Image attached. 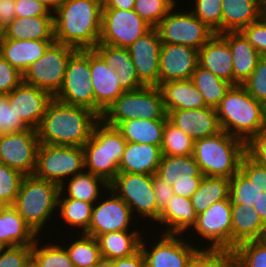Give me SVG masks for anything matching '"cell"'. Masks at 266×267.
I'll list each match as a JSON object with an SVG mask.
<instances>
[{
	"label": "cell",
	"instance_id": "6da1fadb",
	"mask_svg": "<svg viewBox=\"0 0 266 267\" xmlns=\"http://www.w3.org/2000/svg\"><path fill=\"white\" fill-rule=\"evenodd\" d=\"M100 119L87 107L69 105L53 98L37 129L38 138L44 144L83 147Z\"/></svg>",
	"mask_w": 266,
	"mask_h": 267
},
{
	"label": "cell",
	"instance_id": "7a4b0ae2",
	"mask_svg": "<svg viewBox=\"0 0 266 267\" xmlns=\"http://www.w3.org/2000/svg\"><path fill=\"white\" fill-rule=\"evenodd\" d=\"M102 0H64L54 15L55 42L76 50H89L99 43Z\"/></svg>",
	"mask_w": 266,
	"mask_h": 267
},
{
	"label": "cell",
	"instance_id": "3957f363",
	"mask_svg": "<svg viewBox=\"0 0 266 267\" xmlns=\"http://www.w3.org/2000/svg\"><path fill=\"white\" fill-rule=\"evenodd\" d=\"M220 127L246 144L264 128V104L234 85L216 107Z\"/></svg>",
	"mask_w": 266,
	"mask_h": 267
},
{
	"label": "cell",
	"instance_id": "277c9868",
	"mask_svg": "<svg viewBox=\"0 0 266 267\" xmlns=\"http://www.w3.org/2000/svg\"><path fill=\"white\" fill-rule=\"evenodd\" d=\"M246 154V143L220 131L216 135L194 141L193 157L204 176L231 178Z\"/></svg>",
	"mask_w": 266,
	"mask_h": 267
},
{
	"label": "cell",
	"instance_id": "5b68a950",
	"mask_svg": "<svg viewBox=\"0 0 266 267\" xmlns=\"http://www.w3.org/2000/svg\"><path fill=\"white\" fill-rule=\"evenodd\" d=\"M59 193L58 184L38 178L34 174L25 175L12 206L39 237L44 225L52 220L53 213L56 214L58 210Z\"/></svg>",
	"mask_w": 266,
	"mask_h": 267
},
{
	"label": "cell",
	"instance_id": "8992f818",
	"mask_svg": "<svg viewBox=\"0 0 266 267\" xmlns=\"http://www.w3.org/2000/svg\"><path fill=\"white\" fill-rule=\"evenodd\" d=\"M126 145L121 132L100 119L90 139L83 145L85 171L110 184L119 173V162Z\"/></svg>",
	"mask_w": 266,
	"mask_h": 267
},
{
	"label": "cell",
	"instance_id": "52a82bcc",
	"mask_svg": "<svg viewBox=\"0 0 266 267\" xmlns=\"http://www.w3.org/2000/svg\"><path fill=\"white\" fill-rule=\"evenodd\" d=\"M168 120L159 87L144 86L134 91H125L103 113L101 120L116 127L133 119Z\"/></svg>",
	"mask_w": 266,
	"mask_h": 267
},
{
	"label": "cell",
	"instance_id": "ba28073f",
	"mask_svg": "<svg viewBox=\"0 0 266 267\" xmlns=\"http://www.w3.org/2000/svg\"><path fill=\"white\" fill-rule=\"evenodd\" d=\"M84 171L83 147L40 143L34 172L36 177L61 186L65 180Z\"/></svg>",
	"mask_w": 266,
	"mask_h": 267
},
{
	"label": "cell",
	"instance_id": "9c48e42d",
	"mask_svg": "<svg viewBox=\"0 0 266 267\" xmlns=\"http://www.w3.org/2000/svg\"><path fill=\"white\" fill-rule=\"evenodd\" d=\"M109 188L128 204L133 216L137 212L143 221L159 219L161 212L157 208L153 175L119 172Z\"/></svg>",
	"mask_w": 266,
	"mask_h": 267
},
{
	"label": "cell",
	"instance_id": "30bf717a",
	"mask_svg": "<svg viewBox=\"0 0 266 267\" xmlns=\"http://www.w3.org/2000/svg\"><path fill=\"white\" fill-rule=\"evenodd\" d=\"M75 51V48L65 44L52 43L43 56L23 73V82L54 97L63 84L67 62Z\"/></svg>",
	"mask_w": 266,
	"mask_h": 267
},
{
	"label": "cell",
	"instance_id": "8fae6325",
	"mask_svg": "<svg viewBox=\"0 0 266 267\" xmlns=\"http://www.w3.org/2000/svg\"><path fill=\"white\" fill-rule=\"evenodd\" d=\"M174 9L155 27L162 44L184 45L199 50L215 32L191 11L177 12Z\"/></svg>",
	"mask_w": 266,
	"mask_h": 267
},
{
	"label": "cell",
	"instance_id": "7c38bea8",
	"mask_svg": "<svg viewBox=\"0 0 266 267\" xmlns=\"http://www.w3.org/2000/svg\"><path fill=\"white\" fill-rule=\"evenodd\" d=\"M90 79L89 50H76L67 62L63 84L54 98L94 111V90Z\"/></svg>",
	"mask_w": 266,
	"mask_h": 267
},
{
	"label": "cell",
	"instance_id": "4fadbf2b",
	"mask_svg": "<svg viewBox=\"0 0 266 267\" xmlns=\"http://www.w3.org/2000/svg\"><path fill=\"white\" fill-rule=\"evenodd\" d=\"M151 28L134 10L103 9L99 43L128 48Z\"/></svg>",
	"mask_w": 266,
	"mask_h": 267
},
{
	"label": "cell",
	"instance_id": "5bb4252c",
	"mask_svg": "<svg viewBox=\"0 0 266 267\" xmlns=\"http://www.w3.org/2000/svg\"><path fill=\"white\" fill-rule=\"evenodd\" d=\"M197 237L207 239L209 245L202 249H225L231 251L232 211L229 199L213 203L206 211L198 214L191 228Z\"/></svg>",
	"mask_w": 266,
	"mask_h": 267
},
{
	"label": "cell",
	"instance_id": "9a60e30c",
	"mask_svg": "<svg viewBox=\"0 0 266 267\" xmlns=\"http://www.w3.org/2000/svg\"><path fill=\"white\" fill-rule=\"evenodd\" d=\"M39 145L35 129L0 135V163L23 175H32L36 169Z\"/></svg>",
	"mask_w": 266,
	"mask_h": 267
},
{
	"label": "cell",
	"instance_id": "2e32d148",
	"mask_svg": "<svg viewBox=\"0 0 266 267\" xmlns=\"http://www.w3.org/2000/svg\"><path fill=\"white\" fill-rule=\"evenodd\" d=\"M160 237L154 240L150 248L146 247L147 241L142 237L140 250L144 255L146 267H186L200 249L196 242H188L181 234L162 233Z\"/></svg>",
	"mask_w": 266,
	"mask_h": 267
},
{
	"label": "cell",
	"instance_id": "e0dca14e",
	"mask_svg": "<svg viewBox=\"0 0 266 267\" xmlns=\"http://www.w3.org/2000/svg\"><path fill=\"white\" fill-rule=\"evenodd\" d=\"M108 192L110 195L107 199L106 197L104 199L103 196L93 204L86 235L97 238L108 232L130 230L134 219L131 209L111 188L108 189Z\"/></svg>",
	"mask_w": 266,
	"mask_h": 267
},
{
	"label": "cell",
	"instance_id": "ac0fdd59",
	"mask_svg": "<svg viewBox=\"0 0 266 267\" xmlns=\"http://www.w3.org/2000/svg\"><path fill=\"white\" fill-rule=\"evenodd\" d=\"M161 45L158 31L151 28L127 48L138 78L145 86H159Z\"/></svg>",
	"mask_w": 266,
	"mask_h": 267
},
{
	"label": "cell",
	"instance_id": "d6986e66",
	"mask_svg": "<svg viewBox=\"0 0 266 267\" xmlns=\"http://www.w3.org/2000/svg\"><path fill=\"white\" fill-rule=\"evenodd\" d=\"M89 65L94 90V112L101 117L125 90L118 82L116 70L109 67L94 49H89Z\"/></svg>",
	"mask_w": 266,
	"mask_h": 267
},
{
	"label": "cell",
	"instance_id": "ffe728a7",
	"mask_svg": "<svg viewBox=\"0 0 266 267\" xmlns=\"http://www.w3.org/2000/svg\"><path fill=\"white\" fill-rule=\"evenodd\" d=\"M6 96L19 119L28 128L35 130L38 129L48 104L54 98L47 91L24 82Z\"/></svg>",
	"mask_w": 266,
	"mask_h": 267
},
{
	"label": "cell",
	"instance_id": "44dd1931",
	"mask_svg": "<svg viewBox=\"0 0 266 267\" xmlns=\"http://www.w3.org/2000/svg\"><path fill=\"white\" fill-rule=\"evenodd\" d=\"M199 65V50L177 44H162L159 56V85L188 80Z\"/></svg>",
	"mask_w": 266,
	"mask_h": 267
},
{
	"label": "cell",
	"instance_id": "7402d4cb",
	"mask_svg": "<svg viewBox=\"0 0 266 267\" xmlns=\"http://www.w3.org/2000/svg\"><path fill=\"white\" fill-rule=\"evenodd\" d=\"M168 121L194 141L222 131L216 108L178 109L167 113Z\"/></svg>",
	"mask_w": 266,
	"mask_h": 267
},
{
	"label": "cell",
	"instance_id": "603a6c76",
	"mask_svg": "<svg viewBox=\"0 0 266 267\" xmlns=\"http://www.w3.org/2000/svg\"><path fill=\"white\" fill-rule=\"evenodd\" d=\"M233 56L228 42L214 34L199 49V66L233 85Z\"/></svg>",
	"mask_w": 266,
	"mask_h": 267
},
{
	"label": "cell",
	"instance_id": "cb8c5ba5",
	"mask_svg": "<svg viewBox=\"0 0 266 267\" xmlns=\"http://www.w3.org/2000/svg\"><path fill=\"white\" fill-rule=\"evenodd\" d=\"M220 35L228 42L233 56V86L243 85L262 56L240 31Z\"/></svg>",
	"mask_w": 266,
	"mask_h": 267
},
{
	"label": "cell",
	"instance_id": "d4e9b609",
	"mask_svg": "<svg viewBox=\"0 0 266 267\" xmlns=\"http://www.w3.org/2000/svg\"><path fill=\"white\" fill-rule=\"evenodd\" d=\"M54 42L55 40L3 39L0 43V55L23 74Z\"/></svg>",
	"mask_w": 266,
	"mask_h": 267
},
{
	"label": "cell",
	"instance_id": "484cf974",
	"mask_svg": "<svg viewBox=\"0 0 266 267\" xmlns=\"http://www.w3.org/2000/svg\"><path fill=\"white\" fill-rule=\"evenodd\" d=\"M157 145L127 142L119 162V172L154 175L162 159Z\"/></svg>",
	"mask_w": 266,
	"mask_h": 267
},
{
	"label": "cell",
	"instance_id": "4316f807",
	"mask_svg": "<svg viewBox=\"0 0 266 267\" xmlns=\"http://www.w3.org/2000/svg\"><path fill=\"white\" fill-rule=\"evenodd\" d=\"M94 50L109 67L116 70L118 82L125 91H134L145 86L138 78L127 48L98 43Z\"/></svg>",
	"mask_w": 266,
	"mask_h": 267
},
{
	"label": "cell",
	"instance_id": "83f0119b",
	"mask_svg": "<svg viewBox=\"0 0 266 267\" xmlns=\"http://www.w3.org/2000/svg\"><path fill=\"white\" fill-rule=\"evenodd\" d=\"M197 216L191 199L174 194L156 222L166 226L165 231H161L164 234H183L191 230Z\"/></svg>",
	"mask_w": 266,
	"mask_h": 267
},
{
	"label": "cell",
	"instance_id": "f1b7e54d",
	"mask_svg": "<svg viewBox=\"0 0 266 267\" xmlns=\"http://www.w3.org/2000/svg\"><path fill=\"white\" fill-rule=\"evenodd\" d=\"M231 211V251L242 242L263 239L266 225L253 207L244 204L231 205Z\"/></svg>",
	"mask_w": 266,
	"mask_h": 267
},
{
	"label": "cell",
	"instance_id": "f546056e",
	"mask_svg": "<svg viewBox=\"0 0 266 267\" xmlns=\"http://www.w3.org/2000/svg\"><path fill=\"white\" fill-rule=\"evenodd\" d=\"M262 0H222V33L239 32L262 17Z\"/></svg>",
	"mask_w": 266,
	"mask_h": 267
},
{
	"label": "cell",
	"instance_id": "4dcf8cb0",
	"mask_svg": "<svg viewBox=\"0 0 266 267\" xmlns=\"http://www.w3.org/2000/svg\"><path fill=\"white\" fill-rule=\"evenodd\" d=\"M132 228L135 227L131 226L132 231L108 232L96 238L104 262L132 256L140 250L141 240L145 233Z\"/></svg>",
	"mask_w": 266,
	"mask_h": 267
},
{
	"label": "cell",
	"instance_id": "1f68e13d",
	"mask_svg": "<svg viewBox=\"0 0 266 267\" xmlns=\"http://www.w3.org/2000/svg\"><path fill=\"white\" fill-rule=\"evenodd\" d=\"M158 87L167 113L178 109L190 110L207 107L203 96L191 79L169 81Z\"/></svg>",
	"mask_w": 266,
	"mask_h": 267
},
{
	"label": "cell",
	"instance_id": "d6a6232c",
	"mask_svg": "<svg viewBox=\"0 0 266 267\" xmlns=\"http://www.w3.org/2000/svg\"><path fill=\"white\" fill-rule=\"evenodd\" d=\"M3 39L55 40L54 16L16 17L4 28Z\"/></svg>",
	"mask_w": 266,
	"mask_h": 267
},
{
	"label": "cell",
	"instance_id": "836d02e7",
	"mask_svg": "<svg viewBox=\"0 0 266 267\" xmlns=\"http://www.w3.org/2000/svg\"><path fill=\"white\" fill-rule=\"evenodd\" d=\"M38 236L12 205L0 207V240L8 247L32 246Z\"/></svg>",
	"mask_w": 266,
	"mask_h": 267
},
{
	"label": "cell",
	"instance_id": "e575fe53",
	"mask_svg": "<svg viewBox=\"0 0 266 267\" xmlns=\"http://www.w3.org/2000/svg\"><path fill=\"white\" fill-rule=\"evenodd\" d=\"M101 188L108 190L109 184L103 178L84 171L72 176L60 186L58 198L78 199L94 204L101 198Z\"/></svg>",
	"mask_w": 266,
	"mask_h": 267
},
{
	"label": "cell",
	"instance_id": "d590c367",
	"mask_svg": "<svg viewBox=\"0 0 266 267\" xmlns=\"http://www.w3.org/2000/svg\"><path fill=\"white\" fill-rule=\"evenodd\" d=\"M156 175L170 186L176 182L193 181V177H204L193 155H162Z\"/></svg>",
	"mask_w": 266,
	"mask_h": 267
},
{
	"label": "cell",
	"instance_id": "8d00e7d4",
	"mask_svg": "<svg viewBox=\"0 0 266 267\" xmlns=\"http://www.w3.org/2000/svg\"><path fill=\"white\" fill-rule=\"evenodd\" d=\"M167 120L133 119L119 123L116 128L127 142L148 143L161 148L163 131Z\"/></svg>",
	"mask_w": 266,
	"mask_h": 267
},
{
	"label": "cell",
	"instance_id": "74e56055",
	"mask_svg": "<svg viewBox=\"0 0 266 267\" xmlns=\"http://www.w3.org/2000/svg\"><path fill=\"white\" fill-rule=\"evenodd\" d=\"M230 179L204 176L191 202L197 214L206 211L213 203L229 199Z\"/></svg>",
	"mask_w": 266,
	"mask_h": 267
},
{
	"label": "cell",
	"instance_id": "f35d334b",
	"mask_svg": "<svg viewBox=\"0 0 266 267\" xmlns=\"http://www.w3.org/2000/svg\"><path fill=\"white\" fill-rule=\"evenodd\" d=\"M190 79L203 96L205 104L213 108L219 105L225 94L233 86L199 65Z\"/></svg>",
	"mask_w": 266,
	"mask_h": 267
},
{
	"label": "cell",
	"instance_id": "ab89813d",
	"mask_svg": "<svg viewBox=\"0 0 266 267\" xmlns=\"http://www.w3.org/2000/svg\"><path fill=\"white\" fill-rule=\"evenodd\" d=\"M78 235L79 239L77 237L73 238V241L64 247L74 267H88L100 264L103 260L97 239L86 234H80V237Z\"/></svg>",
	"mask_w": 266,
	"mask_h": 267
},
{
	"label": "cell",
	"instance_id": "60d3db41",
	"mask_svg": "<svg viewBox=\"0 0 266 267\" xmlns=\"http://www.w3.org/2000/svg\"><path fill=\"white\" fill-rule=\"evenodd\" d=\"M57 210L63 224L72 227L81 228L80 234L88 231V225L91 219L93 204L72 198H58ZM64 220V221H63ZM65 222V223H64Z\"/></svg>",
	"mask_w": 266,
	"mask_h": 267
},
{
	"label": "cell",
	"instance_id": "b9f144b4",
	"mask_svg": "<svg viewBox=\"0 0 266 267\" xmlns=\"http://www.w3.org/2000/svg\"><path fill=\"white\" fill-rule=\"evenodd\" d=\"M39 241L37 238L32 245V259L38 267H74L64 245H61L60 242L58 244L49 242V244L42 246Z\"/></svg>",
	"mask_w": 266,
	"mask_h": 267
},
{
	"label": "cell",
	"instance_id": "7bdbcfd3",
	"mask_svg": "<svg viewBox=\"0 0 266 267\" xmlns=\"http://www.w3.org/2000/svg\"><path fill=\"white\" fill-rule=\"evenodd\" d=\"M194 140L175 127L168 120L165 122L161 150L167 156L193 155Z\"/></svg>",
	"mask_w": 266,
	"mask_h": 267
},
{
	"label": "cell",
	"instance_id": "ee69618b",
	"mask_svg": "<svg viewBox=\"0 0 266 267\" xmlns=\"http://www.w3.org/2000/svg\"><path fill=\"white\" fill-rule=\"evenodd\" d=\"M261 193V188L252 184L240 169L230 178L229 200L231 205L244 204L253 207Z\"/></svg>",
	"mask_w": 266,
	"mask_h": 267
},
{
	"label": "cell",
	"instance_id": "f6af8a7d",
	"mask_svg": "<svg viewBox=\"0 0 266 267\" xmlns=\"http://www.w3.org/2000/svg\"><path fill=\"white\" fill-rule=\"evenodd\" d=\"M234 267H266V242L249 240L233 250Z\"/></svg>",
	"mask_w": 266,
	"mask_h": 267
},
{
	"label": "cell",
	"instance_id": "bcb514c9",
	"mask_svg": "<svg viewBox=\"0 0 266 267\" xmlns=\"http://www.w3.org/2000/svg\"><path fill=\"white\" fill-rule=\"evenodd\" d=\"M177 0H135L134 11L155 28L168 12L176 7Z\"/></svg>",
	"mask_w": 266,
	"mask_h": 267
},
{
	"label": "cell",
	"instance_id": "7dc6e473",
	"mask_svg": "<svg viewBox=\"0 0 266 267\" xmlns=\"http://www.w3.org/2000/svg\"><path fill=\"white\" fill-rule=\"evenodd\" d=\"M186 267H234L233 251L200 248Z\"/></svg>",
	"mask_w": 266,
	"mask_h": 267
},
{
	"label": "cell",
	"instance_id": "c3c4849f",
	"mask_svg": "<svg viewBox=\"0 0 266 267\" xmlns=\"http://www.w3.org/2000/svg\"><path fill=\"white\" fill-rule=\"evenodd\" d=\"M190 11L216 34H222V0H194Z\"/></svg>",
	"mask_w": 266,
	"mask_h": 267
},
{
	"label": "cell",
	"instance_id": "681fc988",
	"mask_svg": "<svg viewBox=\"0 0 266 267\" xmlns=\"http://www.w3.org/2000/svg\"><path fill=\"white\" fill-rule=\"evenodd\" d=\"M25 175L0 163V207L13 205Z\"/></svg>",
	"mask_w": 266,
	"mask_h": 267
},
{
	"label": "cell",
	"instance_id": "f907efd6",
	"mask_svg": "<svg viewBox=\"0 0 266 267\" xmlns=\"http://www.w3.org/2000/svg\"><path fill=\"white\" fill-rule=\"evenodd\" d=\"M242 86L255 100L266 103V56L259 59L256 68Z\"/></svg>",
	"mask_w": 266,
	"mask_h": 267
},
{
	"label": "cell",
	"instance_id": "816d5d0a",
	"mask_svg": "<svg viewBox=\"0 0 266 267\" xmlns=\"http://www.w3.org/2000/svg\"><path fill=\"white\" fill-rule=\"evenodd\" d=\"M29 129L11 108L6 95H0V135Z\"/></svg>",
	"mask_w": 266,
	"mask_h": 267
},
{
	"label": "cell",
	"instance_id": "f5cc1de1",
	"mask_svg": "<svg viewBox=\"0 0 266 267\" xmlns=\"http://www.w3.org/2000/svg\"><path fill=\"white\" fill-rule=\"evenodd\" d=\"M32 258V246L7 247L0 254V267H25Z\"/></svg>",
	"mask_w": 266,
	"mask_h": 267
},
{
	"label": "cell",
	"instance_id": "db71d44e",
	"mask_svg": "<svg viewBox=\"0 0 266 267\" xmlns=\"http://www.w3.org/2000/svg\"><path fill=\"white\" fill-rule=\"evenodd\" d=\"M240 32L261 56H266V20L263 17L246 26Z\"/></svg>",
	"mask_w": 266,
	"mask_h": 267
},
{
	"label": "cell",
	"instance_id": "11a10c76",
	"mask_svg": "<svg viewBox=\"0 0 266 267\" xmlns=\"http://www.w3.org/2000/svg\"><path fill=\"white\" fill-rule=\"evenodd\" d=\"M240 170L252 184L261 188L262 192H266V165L256 162L246 153L241 160Z\"/></svg>",
	"mask_w": 266,
	"mask_h": 267
},
{
	"label": "cell",
	"instance_id": "9f6ffc18",
	"mask_svg": "<svg viewBox=\"0 0 266 267\" xmlns=\"http://www.w3.org/2000/svg\"><path fill=\"white\" fill-rule=\"evenodd\" d=\"M23 82V74L0 55V95H6Z\"/></svg>",
	"mask_w": 266,
	"mask_h": 267
},
{
	"label": "cell",
	"instance_id": "6f0895ef",
	"mask_svg": "<svg viewBox=\"0 0 266 267\" xmlns=\"http://www.w3.org/2000/svg\"><path fill=\"white\" fill-rule=\"evenodd\" d=\"M15 12L17 17L54 16L37 0H15Z\"/></svg>",
	"mask_w": 266,
	"mask_h": 267
},
{
	"label": "cell",
	"instance_id": "680465c9",
	"mask_svg": "<svg viewBox=\"0 0 266 267\" xmlns=\"http://www.w3.org/2000/svg\"><path fill=\"white\" fill-rule=\"evenodd\" d=\"M246 153L256 162L266 165V128L246 144Z\"/></svg>",
	"mask_w": 266,
	"mask_h": 267
},
{
	"label": "cell",
	"instance_id": "91938a15",
	"mask_svg": "<svg viewBox=\"0 0 266 267\" xmlns=\"http://www.w3.org/2000/svg\"><path fill=\"white\" fill-rule=\"evenodd\" d=\"M153 189L157 201V208L160 212H162L174 195V191L172 186L168 185L156 174L153 175Z\"/></svg>",
	"mask_w": 266,
	"mask_h": 267
},
{
	"label": "cell",
	"instance_id": "94428289",
	"mask_svg": "<svg viewBox=\"0 0 266 267\" xmlns=\"http://www.w3.org/2000/svg\"><path fill=\"white\" fill-rule=\"evenodd\" d=\"M105 267H146V262L142 251L139 250L132 256L107 261Z\"/></svg>",
	"mask_w": 266,
	"mask_h": 267
},
{
	"label": "cell",
	"instance_id": "6125c7cd",
	"mask_svg": "<svg viewBox=\"0 0 266 267\" xmlns=\"http://www.w3.org/2000/svg\"><path fill=\"white\" fill-rule=\"evenodd\" d=\"M203 177H193V181L176 182L172 185L174 194L191 198L194 192L199 188Z\"/></svg>",
	"mask_w": 266,
	"mask_h": 267
},
{
	"label": "cell",
	"instance_id": "be15d7a7",
	"mask_svg": "<svg viewBox=\"0 0 266 267\" xmlns=\"http://www.w3.org/2000/svg\"><path fill=\"white\" fill-rule=\"evenodd\" d=\"M16 17L15 0H0V25L5 28Z\"/></svg>",
	"mask_w": 266,
	"mask_h": 267
},
{
	"label": "cell",
	"instance_id": "e7e4bbea",
	"mask_svg": "<svg viewBox=\"0 0 266 267\" xmlns=\"http://www.w3.org/2000/svg\"><path fill=\"white\" fill-rule=\"evenodd\" d=\"M135 0H102L103 9L133 10Z\"/></svg>",
	"mask_w": 266,
	"mask_h": 267
},
{
	"label": "cell",
	"instance_id": "03108f58",
	"mask_svg": "<svg viewBox=\"0 0 266 267\" xmlns=\"http://www.w3.org/2000/svg\"><path fill=\"white\" fill-rule=\"evenodd\" d=\"M253 208L257 211L259 217L266 225V192L261 193L257 203L254 204Z\"/></svg>",
	"mask_w": 266,
	"mask_h": 267
},
{
	"label": "cell",
	"instance_id": "003e7915",
	"mask_svg": "<svg viewBox=\"0 0 266 267\" xmlns=\"http://www.w3.org/2000/svg\"><path fill=\"white\" fill-rule=\"evenodd\" d=\"M45 5L49 11L53 14L61 5L64 0H37Z\"/></svg>",
	"mask_w": 266,
	"mask_h": 267
},
{
	"label": "cell",
	"instance_id": "a7ac6f4b",
	"mask_svg": "<svg viewBox=\"0 0 266 267\" xmlns=\"http://www.w3.org/2000/svg\"><path fill=\"white\" fill-rule=\"evenodd\" d=\"M262 17L266 20V0L262 2Z\"/></svg>",
	"mask_w": 266,
	"mask_h": 267
},
{
	"label": "cell",
	"instance_id": "89a4df30",
	"mask_svg": "<svg viewBox=\"0 0 266 267\" xmlns=\"http://www.w3.org/2000/svg\"><path fill=\"white\" fill-rule=\"evenodd\" d=\"M25 267H38V265L34 262V260L31 258L29 262L25 265Z\"/></svg>",
	"mask_w": 266,
	"mask_h": 267
},
{
	"label": "cell",
	"instance_id": "2644e50d",
	"mask_svg": "<svg viewBox=\"0 0 266 267\" xmlns=\"http://www.w3.org/2000/svg\"><path fill=\"white\" fill-rule=\"evenodd\" d=\"M7 247H8V246L0 240V254H1Z\"/></svg>",
	"mask_w": 266,
	"mask_h": 267
},
{
	"label": "cell",
	"instance_id": "8c879c8a",
	"mask_svg": "<svg viewBox=\"0 0 266 267\" xmlns=\"http://www.w3.org/2000/svg\"><path fill=\"white\" fill-rule=\"evenodd\" d=\"M4 38V28L0 25V43Z\"/></svg>",
	"mask_w": 266,
	"mask_h": 267
},
{
	"label": "cell",
	"instance_id": "753ad0ef",
	"mask_svg": "<svg viewBox=\"0 0 266 267\" xmlns=\"http://www.w3.org/2000/svg\"><path fill=\"white\" fill-rule=\"evenodd\" d=\"M86 267H87V266H86ZM88 267H105V262L102 261L100 264L91 265V266H88Z\"/></svg>",
	"mask_w": 266,
	"mask_h": 267
},
{
	"label": "cell",
	"instance_id": "34e18365",
	"mask_svg": "<svg viewBox=\"0 0 266 267\" xmlns=\"http://www.w3.org/2000/svg\"><path fill=\"white\" fill-rule=\"evenodd\" d=\"M264 128H266V103L264 104Z\"/></svg>",
	"mask_w": 266,
	"mask_h": 267
},
{
	"label": "cell",
	"instance_id": "11e5206c",
	"mask_svg": "<svg viewBox=\"0 0 266 267\" xmlns=\"http://www.w3.org/2000/svg\"><path fill=\"white\" fill-rule=\"evenodd\" d=\"M263 240L266 242V230H265V234H264Z\"/></svg>",
	"mask_w": 266,
	"mask_h": 267
}]
</instances>
